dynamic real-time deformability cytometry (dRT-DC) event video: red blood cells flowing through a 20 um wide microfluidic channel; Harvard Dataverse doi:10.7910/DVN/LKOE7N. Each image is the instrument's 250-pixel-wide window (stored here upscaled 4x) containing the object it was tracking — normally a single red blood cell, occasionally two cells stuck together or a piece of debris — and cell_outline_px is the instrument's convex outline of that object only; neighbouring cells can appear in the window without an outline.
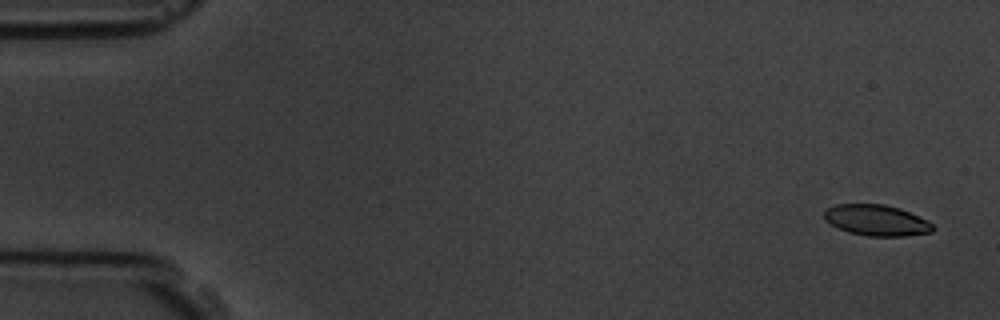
{"species": "common noctule bat (a hibernating species)", "species_latin": "Nyctalus noctula", "temperature_condition": "room temperature", "stored_images_in_passage": 5, "camera_frame_rate_fps": 3000, "um_per_image_px": 0.085, "animal": {"sex": "male", "body_mass_g": 19.5, "forearm_length_mm": 54.6}, "frame": {"image": 1, "passage_image": 1, "time_ms": 0.0, "image_size_px": [1000, 320], "cell_outline_px": [[936, 228], [932, 232], [904, 236], [868, 236], [848, 232], [824, 220], [824, 212], [828, 208], [836, 204], [884, 204], [900, 208], [932, 224]], "centroid_in_image_um": [74.49, 18.72], "position_along_channel_um": 10.5, "area_um2": 19.36}}
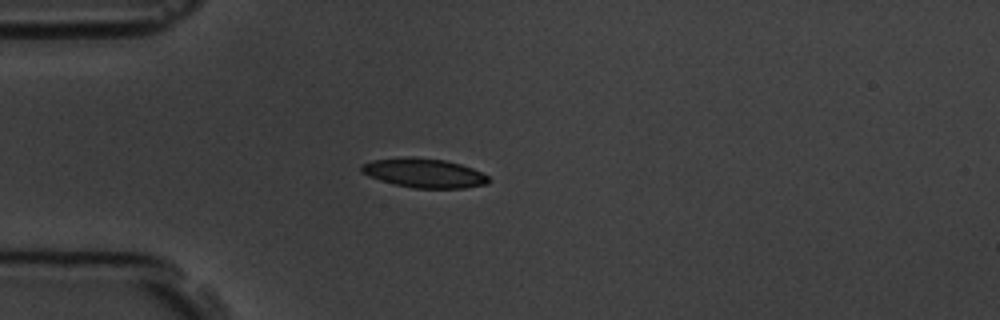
{"frame": {"image": 2, "passage_image": 4, "time_ms": 4.333, "image_size_px": [1000, 320], "cell_outline_px": [[492, 180], [488, 184], [464, 188], [416, 188], [396, 184], [380, 180], [368, 176], [360, 172], [360, 164], [372, 160], [404, 156], [412, 156], [444, 160], [460, 164], [472, 168], [488, 176]], "centroid_in_image_um": [36.02, 14.69], "position_along_channel_um": 49.0, "area_um2": 21.85}}